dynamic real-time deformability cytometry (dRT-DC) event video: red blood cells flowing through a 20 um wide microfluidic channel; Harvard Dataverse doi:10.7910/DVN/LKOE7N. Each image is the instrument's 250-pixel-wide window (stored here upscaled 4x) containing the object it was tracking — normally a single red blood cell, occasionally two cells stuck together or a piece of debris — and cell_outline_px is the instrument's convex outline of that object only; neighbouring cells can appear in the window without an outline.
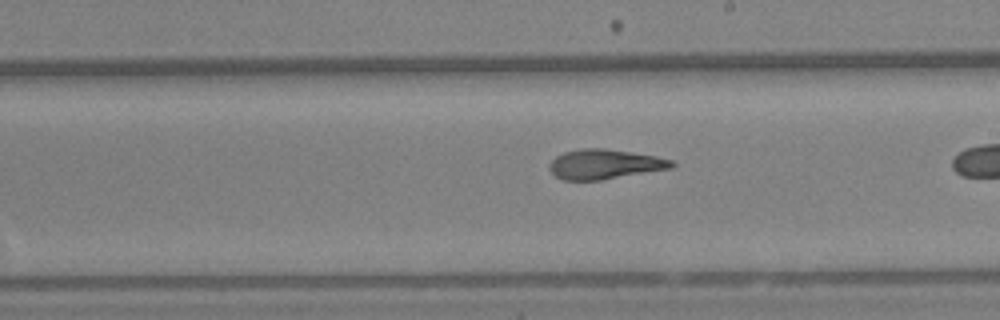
{"species": "Egyptian fruit bat (a non-hibernating species)", "species_latin": "Rousettus aegyptiacus", "temperature_condition": "warm", "stored_images_in_passage": 44, "camera_frame_rate_fps": 3000, "um_per_image_px": 0.085, "animal": {"sex": "female"}, "frame": {"image": 1, "passage_image": 32, "time_ms": 10.333, "image_size_px": [1000, 320], "cell_outline_px": [[676, 164], [672, 168], [600, 180], [564, 180], [556, 176], [548, 168], [548, 164], [556, 156], [564, 152], [584, 148], [604, 148], [656, 156], [672, 160]], "centroid_in_image_um": [51.39, 13.95], "position_along_channel_um": 237.6, "area_um2": 21.1}}